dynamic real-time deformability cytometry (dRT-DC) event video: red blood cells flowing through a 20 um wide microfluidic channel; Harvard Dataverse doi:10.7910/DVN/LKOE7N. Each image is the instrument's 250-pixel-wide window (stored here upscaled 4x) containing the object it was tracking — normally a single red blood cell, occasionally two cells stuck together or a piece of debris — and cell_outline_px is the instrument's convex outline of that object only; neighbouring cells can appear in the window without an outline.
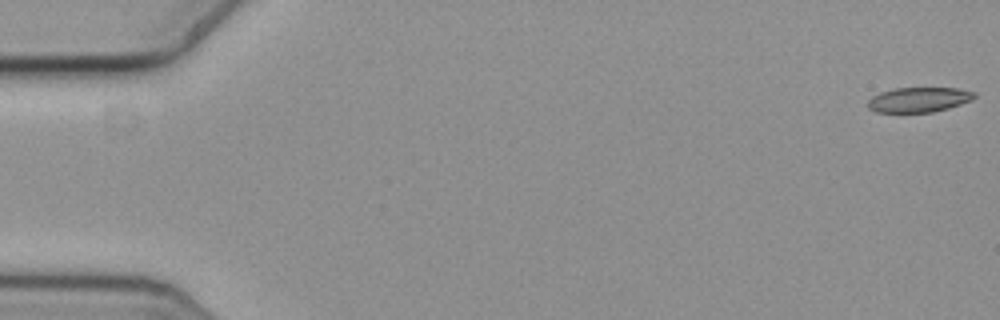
{"species": "common noctule bat (a hibernating species)", "species_latin": "Nyctalus noctula", "temperature_condition": "cold", "stored_images_in_passage": 57, "camera_frame_rate_fps": 3000, "um_per_image_px": 0.085, "animal": {"sex": "female", "body_mass_g": 19.3, "forearm_length_mm": 54.1}, "frame": {"image": 1, "passage_image": 1, "time_ms": 0.0, "image_size_px": [1000, 320], "cell_outline_px": [[976, 96], [972, 100], [948, 108], [932, 112], [876, 112], [868, 108], [868, 100], [872, 96], [880, 92], [896, 88], [960, 88], [976, 92]], "centroid_in_image_um": [78.11, 8.47], "position_along_channel_um": 6.9, "area_um2": 15.49}}
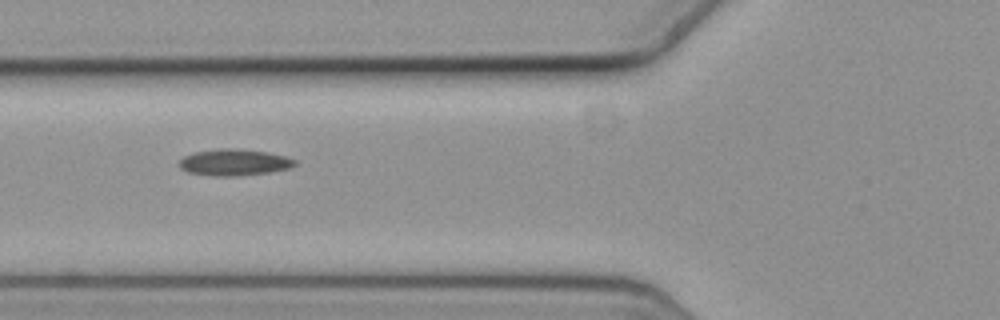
{"frame": {"image": 2, "passage_image": 22, "time_ms": 7.0, "image_size_px": [1000, 320], "cell_outline_px": [[296, 164], [292, 168], [272, 172], [240, 176], [212, 176], [188, 172], [180, 168], [176, 164], [184, 156], [192, 152], [220, 148], [232, 148], [268, 152], [284, 156], [296, 160]], "centroid_in_image_um": [19.89, 13.81], "position_along_channel_um": 105.9, "area_um2": 18.15}}
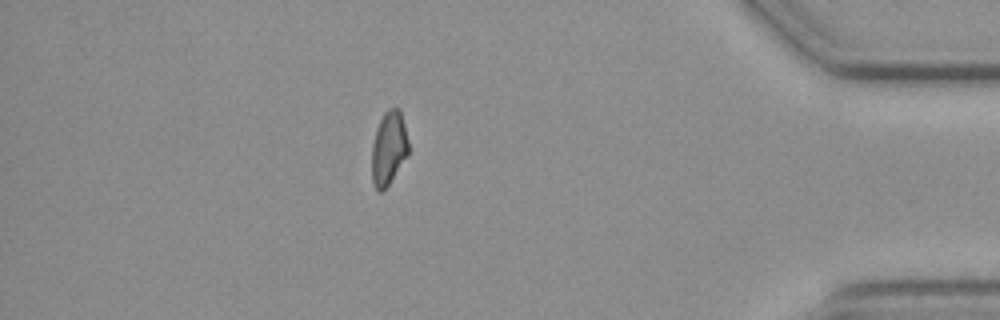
{"frame": {"image": 3, "passage_image": 50, "time_ms": 16.333, "image_size_px": [1000, 320], "cell_outline_px": [[408, 156], [388, 184], [380, 192], [376, 188], [372, 180], [372, 144], [376, 128], [384, 112], [388, 108], [400, 108], [408, 140]], "centroid_in_image_um": [33.04, 12.55], "position_along_channel_um": 402.2, "area_um2": 15.66}}